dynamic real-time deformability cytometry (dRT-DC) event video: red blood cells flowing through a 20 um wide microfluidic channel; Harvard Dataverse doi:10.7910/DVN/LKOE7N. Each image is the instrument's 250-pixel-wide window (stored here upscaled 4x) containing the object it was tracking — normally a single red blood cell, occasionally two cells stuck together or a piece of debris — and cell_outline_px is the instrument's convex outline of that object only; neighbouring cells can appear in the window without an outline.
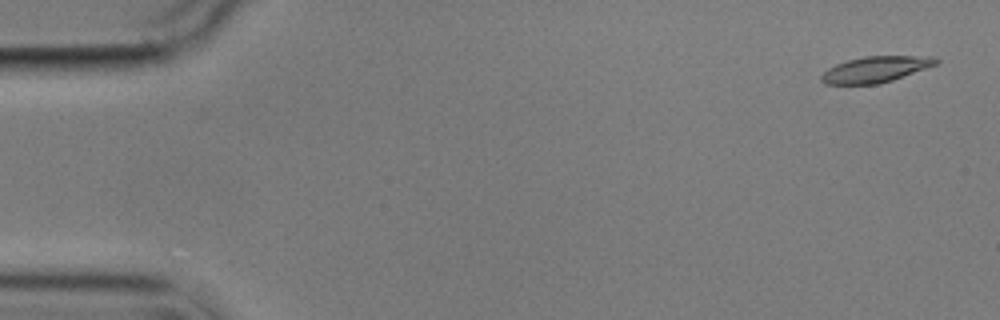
{"species": "common noctule bat (a hibernating species)", "species_latin": "Nyctalus noctula", "temperature_condition": "cold", "stored_images_in_passage": 10, "camera_frame_rate_fps": 3000, "um_per_image_px": 0.085, "animal": {"sex": "male", "body_mass_g": 17.9}, "frame": {"image": 1, "passage_image": 1, "time_ms": 0.0, "image_size_px": [1000, 320], "cell_outline_px": [[940, 60], [936, 64], [892, 80], [880, 84], [824, 84], [820, 80], [820, 76], [828, 68], [836, 64], [848, 60], [864, 56], [936, 56]], "centroid_in_image_um": [74.4, 5.89], "position_along_channel_um": 10.6, "area_um2": 17.28}}
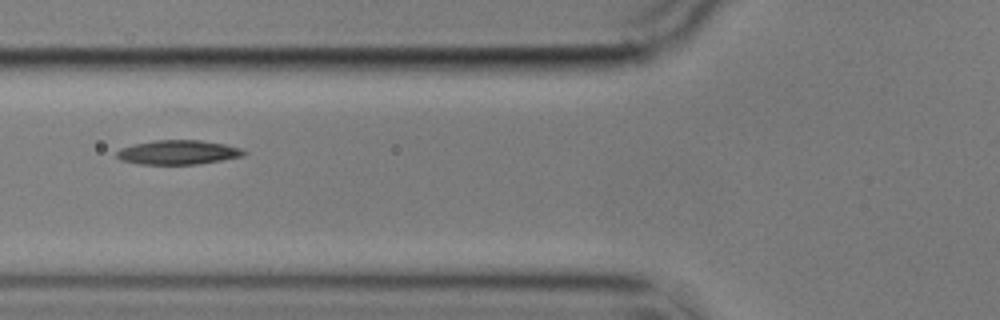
{"frame": {"image": 2, "passage_image": 6, "time_ms": 6.333, "image_size_px": [1000, 320], "cell_outline_px": [[248, 152], [244, 156], [196, 164], [140, 164], [120, 160], [116, 156], [116, 152], [120, 148], [136, 144], [156, 140], [200, 140], [224, 144], [240, 148]], "centroid_in_image_um": [15.14, 12.95], "position_along_channel_um": 110.7, "area_um2": 17.86}}
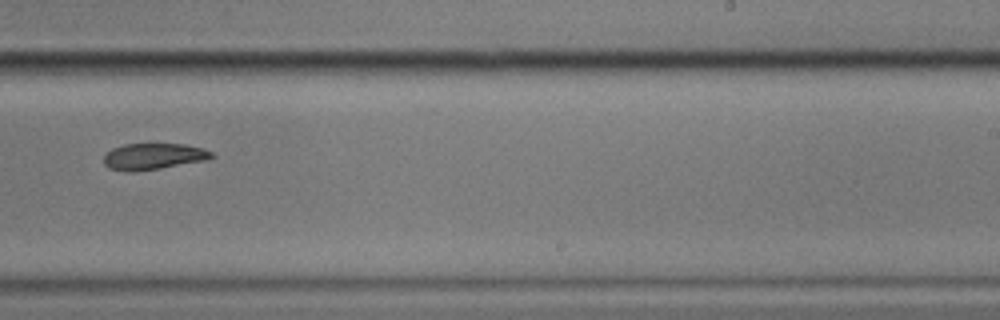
{"frame": {"image": 3, "passage_image": 10, "time_ms": 11.0, "image_size_px": [1000, 320], "cell_outline_px": [[216, 156], [208, 160], [160, 168], [132, 172], [108, 168], [104, 164], [104, 156], [112, 148], [124, 144], [184, 144], [204, 148], [212, 152]], "centroid_in_image_um": [13.07, 13.29], "position_along_channel_um": 275.9, "area_um2": 16.59}}